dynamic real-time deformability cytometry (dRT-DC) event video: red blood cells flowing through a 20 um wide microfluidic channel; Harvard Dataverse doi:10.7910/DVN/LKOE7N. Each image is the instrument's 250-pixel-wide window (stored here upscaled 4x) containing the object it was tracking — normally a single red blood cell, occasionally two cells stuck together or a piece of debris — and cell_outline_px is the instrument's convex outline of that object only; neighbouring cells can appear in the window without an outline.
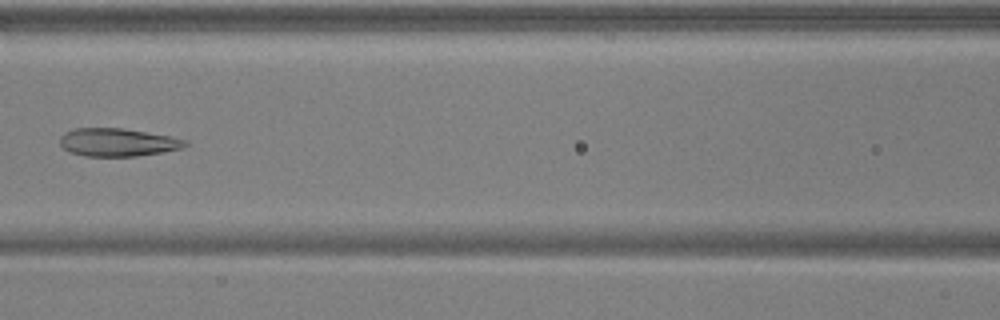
{"species": "common noctule bat (a hibernating species)", "species_latin": "Nyctalus noctula", "temperature_condition": "warm", "stored_images_in_passage": 5, "camera_frame_rate_fps": 3000, "um_per_image_px": 0.085, "animal": {"sex": "male", "body_mass_g": 17.9, "forearm_length_mm": 54.2}, "frame": {"image": 1, "passage_image": 5, "time_ms": 1.333, "image_size_px": [1000, 320], "cell_outline_px": [[188, 144], [184, 148], [164, 152], [136, 156], [84, 156], [68, 152], [60, 144], [60, 136], [64, 132], [76, 128], [124, 128], [172, 136], [188, 140]], "centroid_in_image_um": [10.03, 12.09], "position_along_channel_um": 156.6, "area_um2": 20.75}}